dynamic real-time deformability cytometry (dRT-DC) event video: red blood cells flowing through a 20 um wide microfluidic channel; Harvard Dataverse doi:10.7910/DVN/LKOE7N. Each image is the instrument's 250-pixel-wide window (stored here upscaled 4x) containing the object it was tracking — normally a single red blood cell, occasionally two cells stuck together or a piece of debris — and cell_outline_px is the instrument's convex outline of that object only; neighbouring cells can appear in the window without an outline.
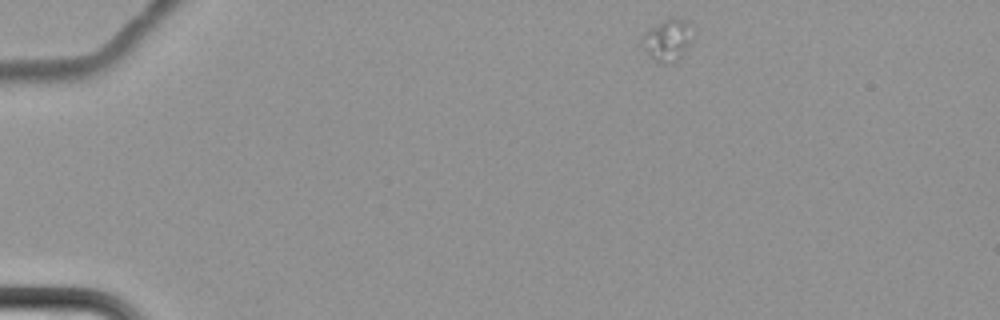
{"species": "common noctule bat (a hibernating species)", "species_latin": "Nyctalus noctula", "temperature_condition": "cold", "stored_images_in_passage": 6, "camera_frame_rate_fps": 3000, "um_per_image_px": 0.085, "animal": {"sex": "female", "body_mass_g": 22.7, "forearm_length_mm": 54.2}, "frame": {"image": 1, "passage_image": 1, "time_ms": 0.0, "image_size_px": [1000, 320], "cell_outline_px": [[696, 28], [688, 44], [680, 56], [676, 60], [668, 64], [664, 64], [652, 60], [644, 48], [640, 40], [640, 36], [648, 28], [664, 20], [684, 20]], "centroid_in_image_um": [56.71, 3.41], "position_along_channel_um": 28.3, "area_um2": 12.25}}